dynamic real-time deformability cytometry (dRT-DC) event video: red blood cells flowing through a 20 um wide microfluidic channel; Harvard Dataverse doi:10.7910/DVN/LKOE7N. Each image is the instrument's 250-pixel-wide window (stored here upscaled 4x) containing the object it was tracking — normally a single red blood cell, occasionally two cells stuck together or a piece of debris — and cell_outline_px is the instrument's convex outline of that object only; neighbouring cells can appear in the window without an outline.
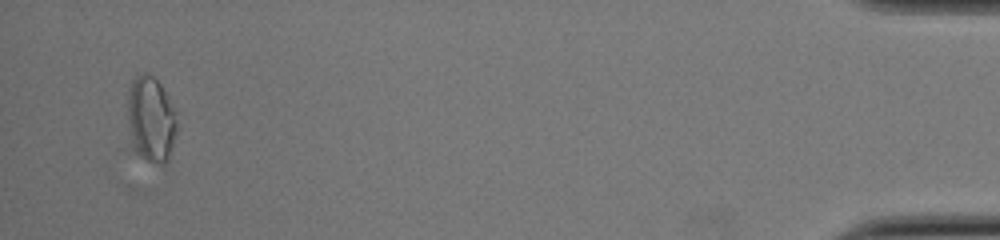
{"species": "common noctule bat (a hibernating species)", "species_latin": "Nyctalus noctula", "temperature_condition": "cold", "stored_images_in_passage": 40, "camera_frame_rate_fps": 3000, "um_per_image_px": 0.085, "animal": {"sex": "female", "body_mass_g": 22.0, "forearm_length_mm": 56.7}, "frame": {"image": 1, "passage_image": 38, "time_ms": 12.333, "image_size_px": [1000, 240], "cell_outline_px": [[176, 132], [168, 160], [164, 164], [156, 164], [128, 152], [128, 96], [132, 80], [140, 72], [144, 72], [152, 76], [160, 84], [176, 112]], "centroid_in_image_um": [12.77, 10.22], "position_along_channel_um": 422.4, "area_um2": 25.32}}